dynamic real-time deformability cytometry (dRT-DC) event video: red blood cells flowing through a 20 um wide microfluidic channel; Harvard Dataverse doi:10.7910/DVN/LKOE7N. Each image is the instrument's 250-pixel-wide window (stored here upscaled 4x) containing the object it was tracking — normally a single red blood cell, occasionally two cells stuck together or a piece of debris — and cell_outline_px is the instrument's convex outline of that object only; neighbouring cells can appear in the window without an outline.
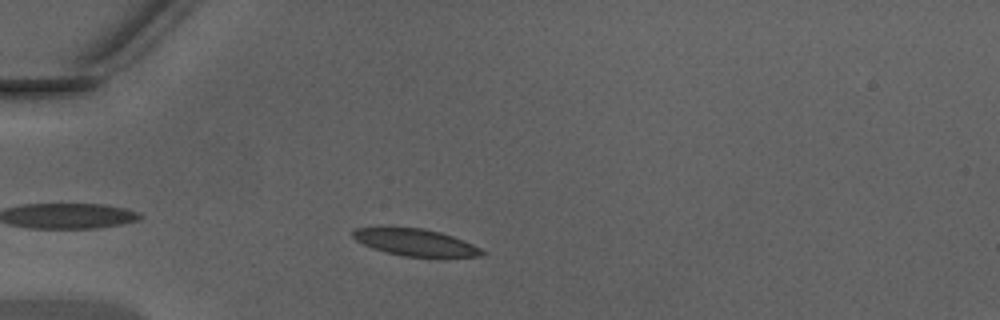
{"species": "Egyptian fruit bat (a non-hibernating species)", "species_latin": "Rousettus aegyptiacus", "temperature_condition": "warm", "stored_images_in_passage": 30, "camera_frame_rate_fps": 3000, "um_per_image_px": 0.085, "animal": {"sex": "male"}, "frame": {"image": 1, "passage_image": 4, "time_ms": 1.0, "image_size_px": [1000, 320], "cell_outline_px": [[488, 252], [484, 256], [404, 256], [384, 252], [372, 248], [356, 240], [352, 236], [352, 228], [376, 224], [380, 224], [424, 228], [440, 232], [464, 240]], "centroid_in_image_um": [35.18, 20.53], "position_along_channel_um": 49.8, "area_um2": 21.1}}
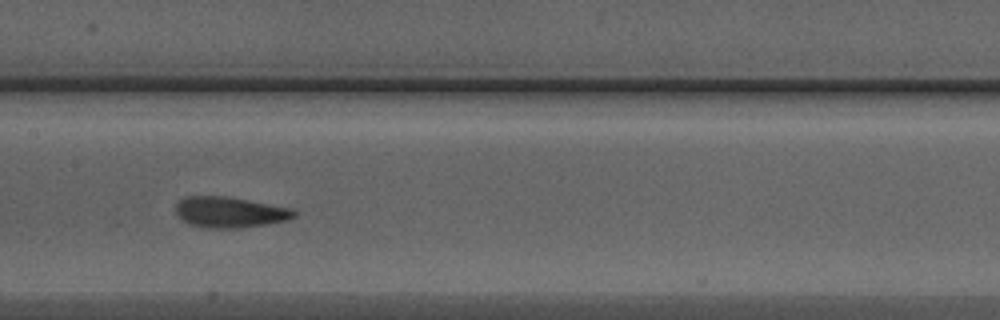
{"frame": {"image": 2, "passage_image": 15, "time_ms": 4.667, "image_size_px": [1000, 320], "cell_outline_px": [[296, 216], [288, 220], [268, 224], [240, 228], [208, 228], [188, 224], [176, 212], [176, 204], [184, 196], [224, 196], [248, 200], [292, 208], [296, 212]], "centroid_in_image_um": [19.55, 18.04], "position_along_channel_um": 187.8, "area_um2": 21.21}}
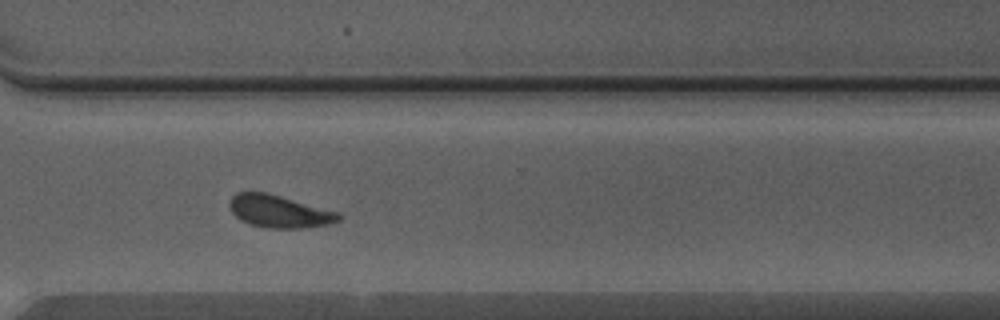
{"frame": {"image": 3, "passage_image": 26, "time_ms": 8.333, "image_size_px": [1000, 320], "cell_outline_px": [[344, 216], [340, 220], [328, 224], [304, 228], [268, 228], [248, 224], [240, 220], [232, 212], [228, 204], [232, 196], [236, 192], [264, 192], [280, 196], [340, 212]], "centroid_in_image_um": [23.74, 17.97], "position_along_channel_um": 346.9, "area_um2": 20.75}, "authors_computed_cell_mechanics": {"area_um2": 21.1548, "velocity_mm_per_s": 4.3413, "shape_relaxation_time_tau1_ms": 2.2716, "shape_relaxation_time_tau2_ms": 1.1192, "deformation_change_tau1": 0.1342, "deformation_change_tau2": 0.0811}}